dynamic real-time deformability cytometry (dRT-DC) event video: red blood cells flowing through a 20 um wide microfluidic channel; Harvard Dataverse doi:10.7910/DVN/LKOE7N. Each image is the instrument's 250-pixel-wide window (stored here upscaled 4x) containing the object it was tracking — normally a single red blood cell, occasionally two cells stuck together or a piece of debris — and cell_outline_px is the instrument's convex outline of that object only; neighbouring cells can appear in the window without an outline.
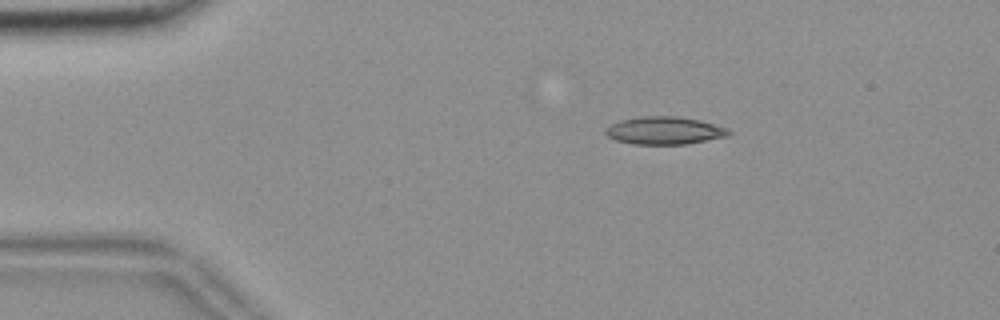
{"species": "common noctule bat (a hibernating species)", "species_latin": "Nyctalus noctula", "temperature_condition": "room temperature", "stored_images_in_passage": 47, "camera_frame_rate_fps": 3000, "um_per_image_px": 0.085, "animal": {"sex": "female", "body_mass_g": 18.4}, "frame": {"image": 1, "passage_image": 2, "time_ms": 0.333, "image_size_px": [1000, 320], "cell_outline_px": [[732, 132], [728, 136], [688, 144], [632, 144], [616, 140], [608, 136], [604, 132], [604, 128], [620, 120], [640, 116], [676, 116], [700, 120], [728, 128]], "centroid_in_image_um": [56.48, 11.09], "position_along_channel_um": 28.5, "area_um2": 20.0}}
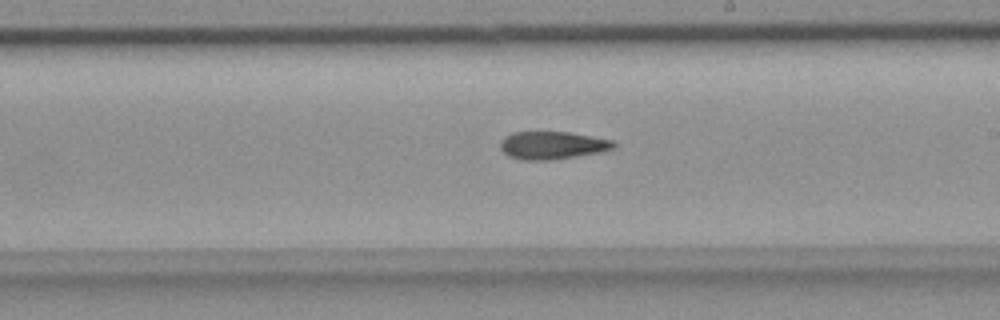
{"frame": {"image": 2, "passage_image": 24, "time_ms": 7.667, "image_size_px": [1000, 320], "cell_outline_px": [[616, 144], [612, 148], [600, 152], [552, 160], [524, 160], [508, 156], [500, 148], [500, 140], [504, 136], [512, 132], [572, 132], [612, 140]], "centroid_in_image_um": [46.91, 12.34], "position_along_channel_um": 242.1, "area_um2": 18.38}}
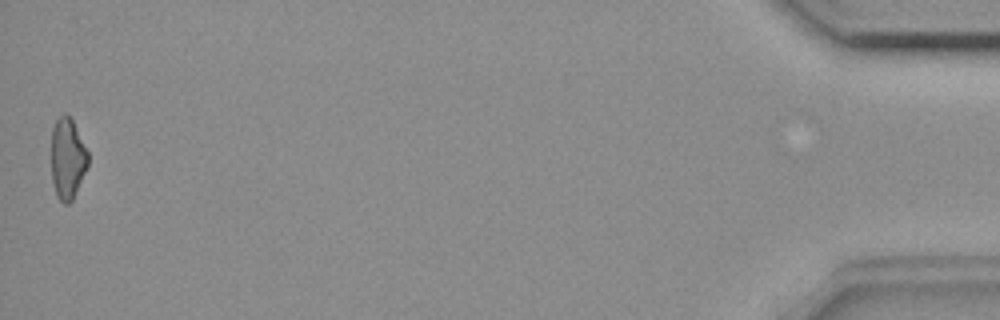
{"frame": {"image": 3, "passage_image": 47, "time_ms": 15.333, "image_size_px": [1000, 320], "cell_outline_px": [[88, 164], [72, 200], [68, 204], [64, 204], [56, 196], [52, 180], [52, 128], [56, 120], [64, 112], [72, 120], [88, 152]], "centroid_in_image_um": [5.73, 13.48], "position_along_channel_um": 429.5, "area_um2": 17.05}}